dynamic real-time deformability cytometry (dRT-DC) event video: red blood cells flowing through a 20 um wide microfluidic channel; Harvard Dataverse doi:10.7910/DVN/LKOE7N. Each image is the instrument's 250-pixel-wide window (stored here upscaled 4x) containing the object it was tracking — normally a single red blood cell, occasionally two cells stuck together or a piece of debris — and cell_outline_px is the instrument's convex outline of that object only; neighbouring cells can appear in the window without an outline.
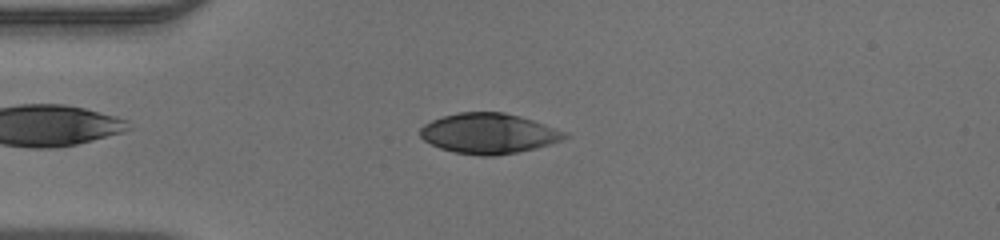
{"species": "human", "species_latin": "Homo sapiens", "temperature_condition": "warm", "stored_images_in_passage": 47, "camera_frame_rate_fps": 3000, "um_per_image_px": 0.085, "donor": {"sex": "male"}, "frame": {"image": 1, "passage_image": 11, "time_ms": 3.333, "image_size_px": [1000, 240], "cell_outline_px": [[568, 136], [560, 140], [536, 148], [496, 156], [480, 156], [456, 152], [440, 148], [424, 140], [420, 136], [420, 128], [424, 124], [432, 120], [444, 116], [460, 112], [504, 112], [520, 116], [568, 132]], "centroid_in_image_um": [41.53, 11.34], "position_along_channel_um": 43.5, "area_um2": 33.7}}
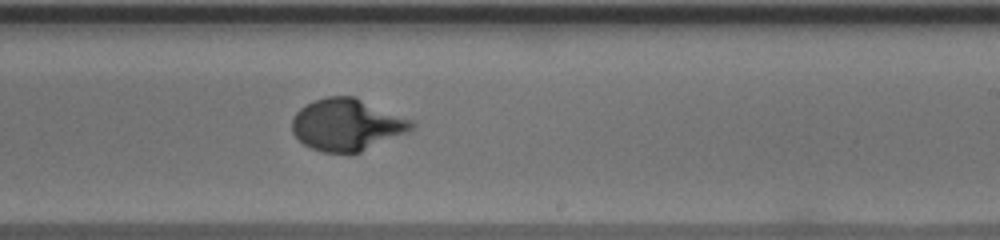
{"frame": {"image": 2, "passage_image": 28, "time_ms": 9.0, "image_size_px": [1000, 240], "cell_outline_px": [[416, 124], [408, 132], [360, 152], [324, 152], [312, 148], [304, 144], [292, 132], [292, 116], [300, 108], [316, 100], [328, 96], [356, 96], [412, 120]], "centroid_in_image_um": [29.49, 10.58], "position_along_channel_um": 259.5, "area_um2": 35.95}}
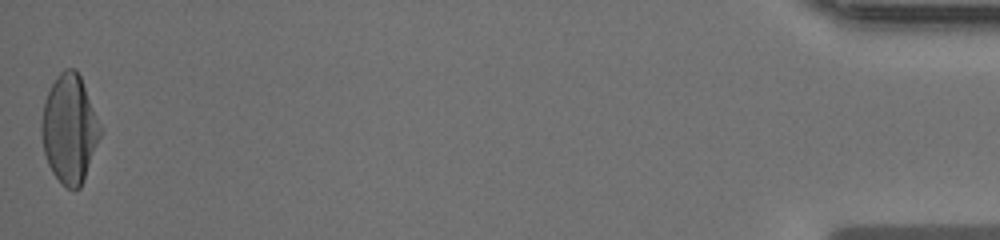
{"frame": {"image": 3, "passage_image": 47, "time_ms": 15.333, "image_size_px": [1000, 240], "cell_outline_px": [[104, 128], [84, 180], [80, 188], [68, 188], [52, 172], [48, 164], [44, 152], [40, 128], [40, 124], [44, 100], [56, 76], [64, 68], [76, 68], [80, 76]], "centroid_in_image_um": [5.92, 10.92], "position_along_channel_um": 429.3, "area_um2": 37.45}}